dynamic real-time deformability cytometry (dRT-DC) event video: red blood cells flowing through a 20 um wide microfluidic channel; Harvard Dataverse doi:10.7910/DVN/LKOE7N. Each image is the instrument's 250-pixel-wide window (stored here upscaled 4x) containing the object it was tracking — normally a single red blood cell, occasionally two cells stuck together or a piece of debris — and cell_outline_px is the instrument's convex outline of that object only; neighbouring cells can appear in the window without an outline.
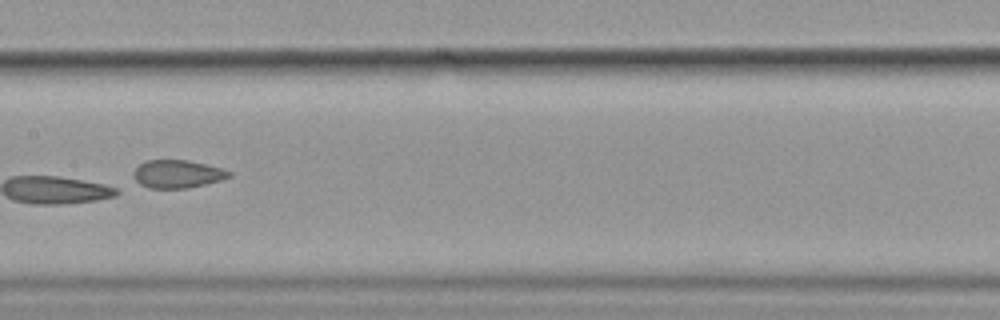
{"species": "common noctule bat (a hibernating species)", "species_latin": "Nyctalus noctula", "temperature_condition": "cold", "stored_images_in_passage": 11, "camera_frame_rate_fps": 3000, "um_per_image_px": 0.085, "animal": {"sex": "female", "body_mass_g": 19.9}, "frame": {"image": 1, "passage_image": 8, "time_ms": 9.0, "image_size_px": [1000, 320], "cell_outline_px": [[232, 176], [220, 180], [188, 188], [148, 188], [140, 184], [136, 180], [132, 172], [144, 160], [188, 160], [220, 168], [232, 172]], "centroid_in_image_um": [15.06, 14.79], "position_along_channel_um": 192.3, "area_um2": 15.49}}